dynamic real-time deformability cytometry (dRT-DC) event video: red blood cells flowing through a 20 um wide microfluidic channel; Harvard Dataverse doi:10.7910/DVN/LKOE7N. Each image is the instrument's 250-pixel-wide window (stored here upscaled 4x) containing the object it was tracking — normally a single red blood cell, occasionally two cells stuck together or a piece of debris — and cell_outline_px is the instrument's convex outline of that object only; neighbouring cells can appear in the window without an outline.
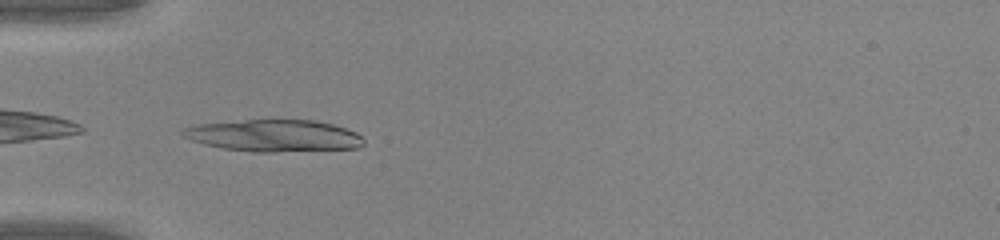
{"species": "common noctule bat (a hibernating species)", "species_latin": "Nyctalus noctula", "temperature_condition": "warm", "stored_images_in_passage": 33, "camera_frame_rate_fps": 3000, "um_per_image_px": 0.085, "animal": {"sex": "male", "body_mass_g": 20.0, "forearm_length_mm": 53.3}, "frame": {"image": 1, "passage_image": 1, "time_ms": 0.0, "image_size_px": [1000, 240], "cell_outline_px": [[364, 144], [360, 148], [276, 152], [252, 152], [224, 148], [204, 144], [180, 136], [180, 132], [184, 128], [196, 124], [244, 120], [316, 120], [332, 124], [356, 132], [364, 140]], "centroid_in_image_um": [23.27, 11.53], "position_along_channel_um": 61.7, "area_um2": 33.76}}
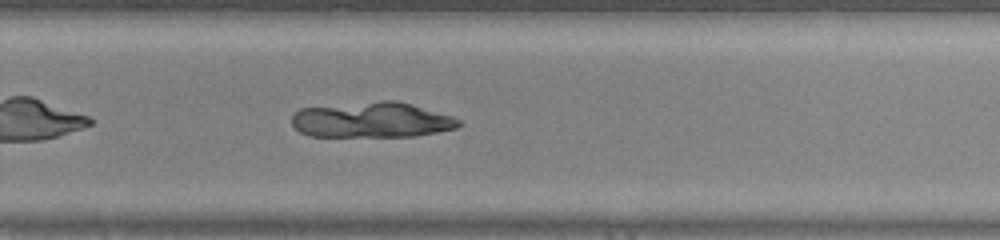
{"frame": {"image": 2, "passage_image": 18, "time_ms": 5.667, "image_size_px": [1000, 240], "cell_outline_px": [[464, 124], [456, 128], [416, 136], [308, 136], [300, 132], [292, 124], [292, 112], [300, 108], [380, 100], [396, 100], [412, 104], [452, 116], [460, 120]], "centroid_in_image_um": [31.6, 10.18], "position_along_channel_um": 298.2, "area_um2": 34.74}}
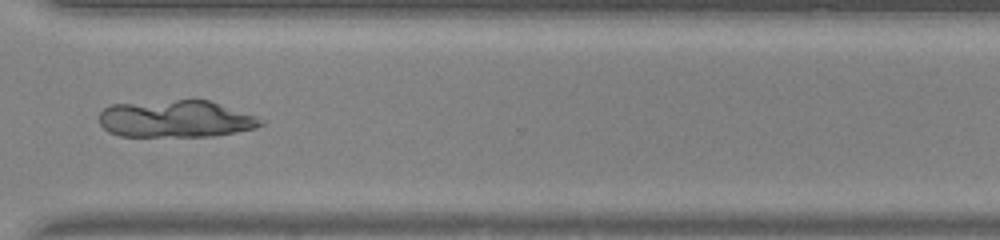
{"frame": {"image": 3, "passage_image": 22, "time_ms": 7.0, "image_size_px": [1000, 240], "cell_outline_px": [[264, 124], [256, 128], [236, 132], [212, 136], [120, 136], [108, 132], [100, 124], [100, 112], [104, 108], [112, 104], [176, 100], [208, 100], [256, 116], [264, 120]], "centroid_in_image_um": [14.94, 10.11], "position_along_channel_um": 355.7, "area_um2": 34.85}}